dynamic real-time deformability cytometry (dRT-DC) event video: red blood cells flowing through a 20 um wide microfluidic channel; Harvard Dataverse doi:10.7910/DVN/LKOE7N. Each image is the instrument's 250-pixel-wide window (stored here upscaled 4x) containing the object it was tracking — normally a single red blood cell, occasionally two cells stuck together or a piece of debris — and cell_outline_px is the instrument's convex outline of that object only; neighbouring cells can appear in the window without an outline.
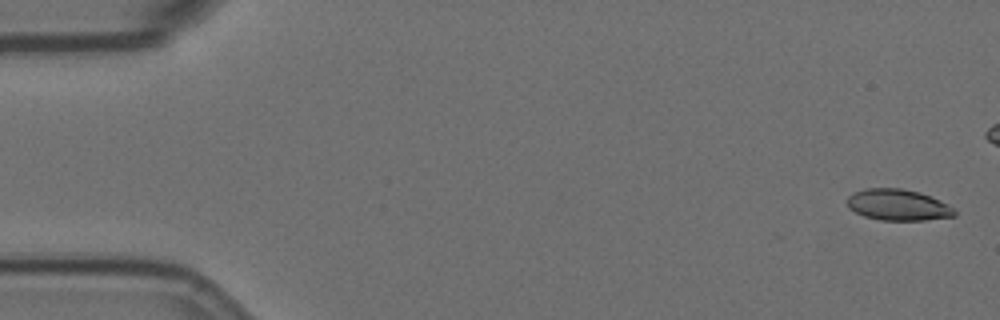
{"species": "Egyptian fruit bat (a non-hibernating species)", "species_latin": "Rousettus aegyptiacus", "temperature_condition": "room temperature", "stored_images_in_passage": 12, "camera_frame_rate_fps": 3000, "um_per_image_px": 0.085, "animal": {"sex": "female"}, "frame": {"image": 1, "passage_image": 2, "time_ms": 0.333, "image_size_px": [1000, 320], "cell_outline_px": [[956, 216], [924, 220], [880, 220], [864, 216], [848, 208], [844, 200], [852, 192], [864, 188], [900, 188], [920, 192], [940, 200], [956, 208]], "centroid_in_image_um": [76.31, 17.41], "position_along_channel_um": 8.7, "area_um2": 19.88}}